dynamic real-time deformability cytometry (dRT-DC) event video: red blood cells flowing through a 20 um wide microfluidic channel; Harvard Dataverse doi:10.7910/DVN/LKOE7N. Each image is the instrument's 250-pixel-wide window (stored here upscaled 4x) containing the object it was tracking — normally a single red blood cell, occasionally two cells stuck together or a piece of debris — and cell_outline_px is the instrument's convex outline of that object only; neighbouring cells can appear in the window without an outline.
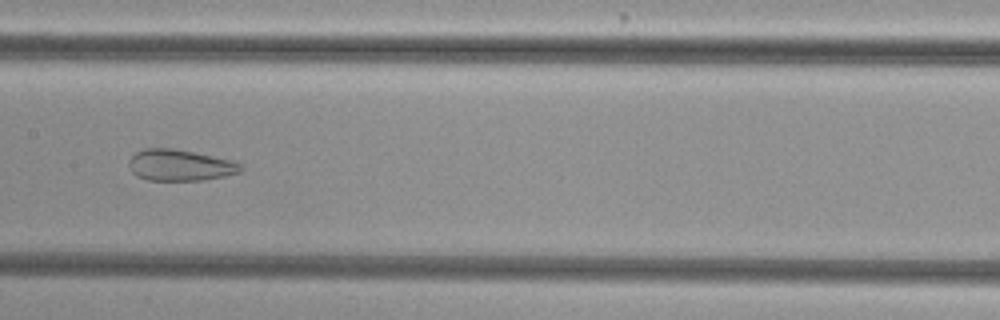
{"species": "common noctule bat (a hibernating species)", "species_latin": "Nyctalus noctula", "temperature_condition": "cold", "stored_images_in_passage": 52, "camera_frame_rate_fps": 3000, "um_per_image_px": 0.085, "animal": {"sex": "female", "body_mass_g": 29.2, "forearm_length_mm": 56.3}, "frame": {"image": 1, "passage_image": 27, "time_ms": 8.667, "image_size_px": [1000, 320], "cell_outline_px": [[244, 168], [240, 172], [224, 176], [204, 180], [148, 180], [136, 176], [128, 168], [128, 160], [136, 152], [144, 148], [172, 148], [232, 160], [240, 164]], "centroid_in_image_um": [15.26, 14.04], "position_along_channel_um": 192.1, "area_um2": 20.4}}
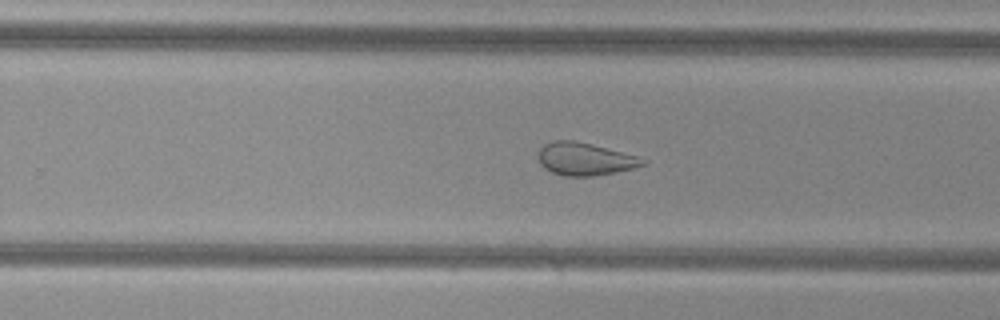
{"frame": {"image": 2, "passage_image": 34, "time_ms": 11.0, "image_size_px": [1000, 320], "cell_outline_px": [[648, 160], [644, 164], [632, 168], [592, 176], [564, 176], [552, 172], [544, 168], [540, 164], [540, 148], [544, 144], [552, 140], [572, 140], [592, 144], [636, 156]], "centroid_in_image_um": [49.68, 13.51], "position_along_channel_um": 280.1, "area_um2": 19.54}}
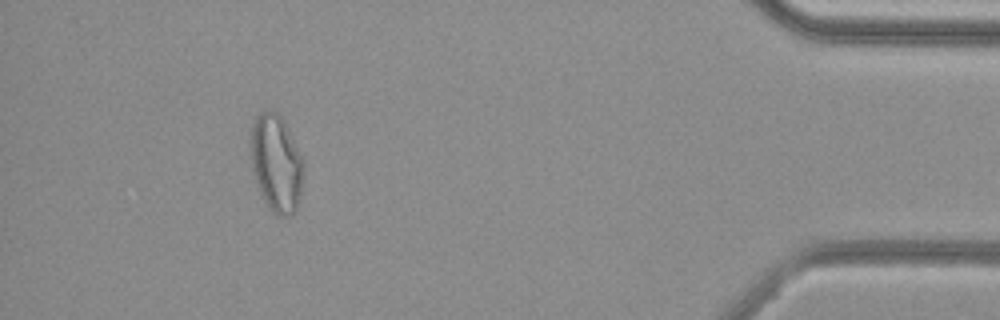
{"frame": {"image": 3, "passage_image": 49, "time_ms": 16.0, "image_size_px": [1000, 320], "cell_outline_px": [[304, 168], [300, 196], [296, 212], [292, 216], [280, 216], [272, 212], [268, 208], [260, 196], [252, 172], [248, 132], [256, 116], [260, 112], [272, 108], [280, 116], [304, 160]], "centroid_in_image_um": [23.44, 13.9], "position_along_channel_um": 411.8, "area_um2": 30.81}}